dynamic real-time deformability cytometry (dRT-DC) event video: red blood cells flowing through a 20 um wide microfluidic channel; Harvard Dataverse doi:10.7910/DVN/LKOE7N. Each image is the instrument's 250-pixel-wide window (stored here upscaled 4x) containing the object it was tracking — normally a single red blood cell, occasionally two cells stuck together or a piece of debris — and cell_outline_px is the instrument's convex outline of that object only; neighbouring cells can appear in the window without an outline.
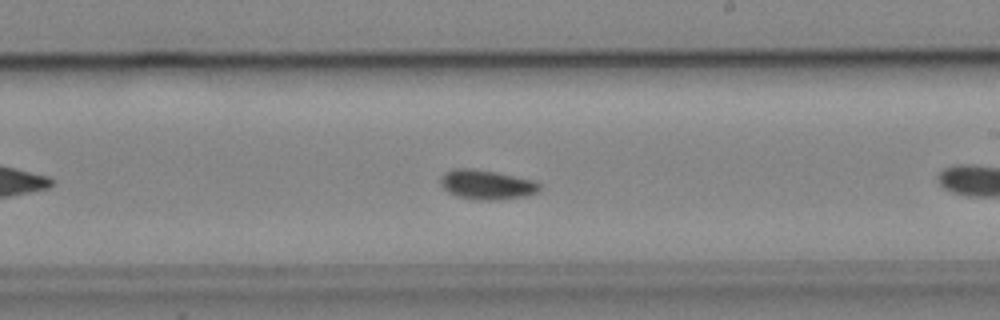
{"species": "common noctule bat (a hibernating species)", "species_latin": "Nyctalus noctula", "temperature_condition": "cold", "stored_images_in_passage": 15, "camera_frame_rate_fps": 3000, "um_per_image_px": 0.085, "animal": {"sex": "male", "body_mass_g": 19.2, "forearm_length_mm": 51.8}, "frame": {"image": 1, "passage_image": 13, "time_ms": 4.0, "image_size_px": [1000, 320], "cell_outline_px": [[540, 192], [524, 196], [500, 200], [472, 200], [456, 196], [448, 192], [440, 184], [440, 176], [444, 172], [452, 168], [472, 168], [496, 172], [532, 180], [540, 184]], "centroid_in_image_um": [41.32, 15.7], "position_along_channel_um": 247.7, "area_um2": 17.28}}